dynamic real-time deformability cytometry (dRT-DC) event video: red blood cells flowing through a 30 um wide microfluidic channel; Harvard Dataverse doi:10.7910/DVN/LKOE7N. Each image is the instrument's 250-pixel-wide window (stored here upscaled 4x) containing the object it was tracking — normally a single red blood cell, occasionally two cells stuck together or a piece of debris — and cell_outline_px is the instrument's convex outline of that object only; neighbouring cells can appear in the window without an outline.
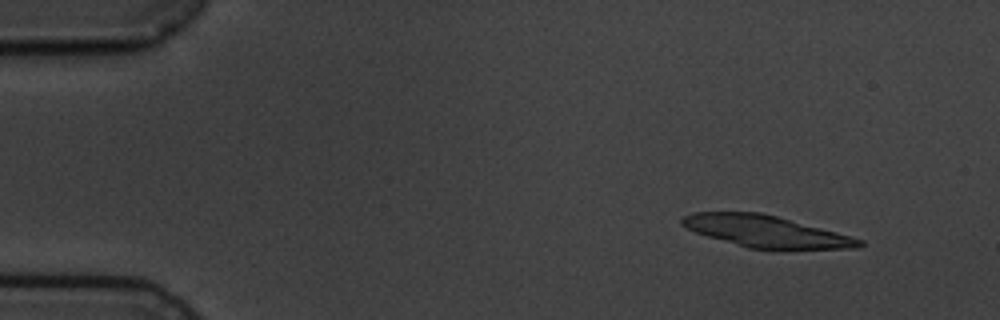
{"species": "common noctule bat (a hibernating species)", "species_latin": "Nyctalus noctula", "temperature_condition": "cold", "stored_images_in_passage": 5, "camera_frame_rate_fps": 3000, "um_per_image_px": 0.085, "animal": {"sex": "male", "body_mass_g": 19.5, "forearm_length_mm": 54.6}, "frame": {"image": 1, "passage_image": 2, "time_ms": 1.0, "image_size_px": [1000, 320], "cell_outline_px": [[864, 244], [860, 248], [748, 248], [708, 236], [696, 232], [680, 224], [680, 220], [684, 216], [692, 212], [760, 212], [776, 216], [836, 232], [864, 240]], "centroid_in_image_um": [65.08, 19.65], "position_along_channel_um": 19.9, "area_um2": 31.96}}